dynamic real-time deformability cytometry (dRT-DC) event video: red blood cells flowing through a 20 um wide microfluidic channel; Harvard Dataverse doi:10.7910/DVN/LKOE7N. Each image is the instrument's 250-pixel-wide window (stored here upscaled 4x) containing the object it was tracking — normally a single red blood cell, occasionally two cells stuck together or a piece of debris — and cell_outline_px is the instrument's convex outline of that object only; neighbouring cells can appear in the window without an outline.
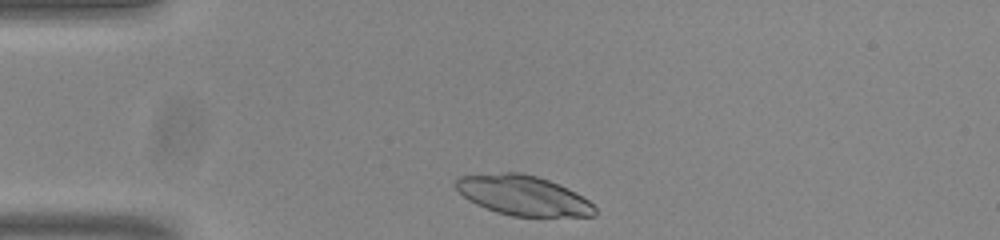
{"species": "common noctule bat (a hibernating species)", "species_latin": "Nyctalus noctula", "temperature_condition": "room temperature", "stored_images_in_passage": 33, "camera_frame_rate_fps": 3000, "um_per_image_px": 0.085, "animal": {"sex": "male", "body_mass_g": 20.0, "forearm_length_mm": 53.3}, "frame": {"image": 1, "passage_image": 1, "time_ms": 0.0, "image_size_px": [1000, 240], "cell_outline_px": [[596, 216], [512, 216], [496, 212], [476, 204], [468, 200], [452, 184], [460, 176], [504, 172], [520, 172], [536, 176], [548, 180], [568, 188], [576, 192], [588, 200], [596, 208]], "centroid_in_image_um": [44.45, 16.61], "position_along_channel_um": 40.5, "area_um2": 32.25}}
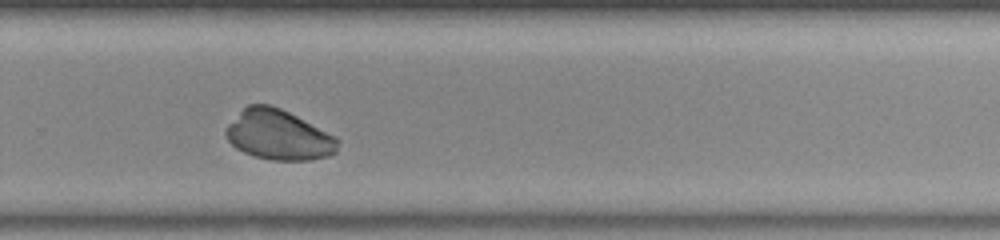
{"frame": {"image": 2, "passage_image": 25, "time_ms": 8.0, "image_size_px": [1000, 240], "cell_outline_px": [[340, 140], [336, 152], [328, 156], [312, 160], [272, 160], [252, 156], [236, 148], [228, 140], [224, 132], [228, 124], [248, 104], [268, 104], [280, 108], [336, 136]], "centroid_in_image_um": [23.68, 11.48], "position_along_channel_um": 306.1, "area_um2": 32.54}}
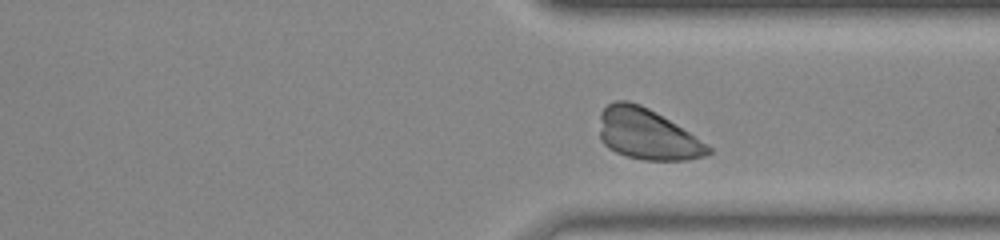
{"frame": {"image": 3, "passage_image": 29, "time_ms": 9.333, "image_size_px": [1000, 240], "cell_outline_px": [[712, 152], [704, 156], [688, 160], [644, 160], [628, 156], [616, 152], [608, 148], [600, 140], [600, 112], [608, 104], [616, 100], [628, 100], [640, 104], [656, 112], [688, 132], [712, 148]], "centroid_in_image_um": [54.97, 11.4], "position_along_channel_um": 356.4, "area_um2": 32.02}}